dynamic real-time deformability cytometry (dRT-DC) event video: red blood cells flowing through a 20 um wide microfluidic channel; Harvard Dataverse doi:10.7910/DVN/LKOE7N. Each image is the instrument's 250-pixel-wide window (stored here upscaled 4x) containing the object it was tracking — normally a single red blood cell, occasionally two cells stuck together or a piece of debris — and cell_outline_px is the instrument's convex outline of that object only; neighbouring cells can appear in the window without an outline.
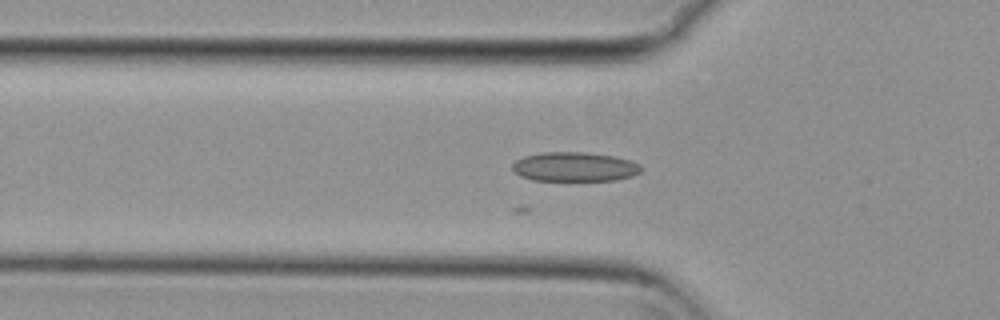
{"species": "common noctule bat (a hibernating species)", "species_latin": "Nyctalus noctula", "temperature_condition": "cold", "stored_images_in_passage": 18, "camera_frame_rate_fps": 3000, "um_per_image_px": 0.085, "animal": {"sex": "female", "body_mass_g": 29.2, "forearm_length_mm": 56.3}, "frame": {"image": 1, "passage_image": 4, "time_ms": 1.0, "image_size_px": [1000, 320], "cell_outline_px": [[644, 168], [640, 172], [632, 176], [616, 180], [532, 180], [520, 176], [512, 168], [512, 164], [516, 160], [524, 156], [544, 152], [584, 152], [616, 156], [640, 164]], "centroid_in_image_um": [48.86, 14.17], "position_along_channel_um": 76.9, "area_um2": 22.02}}
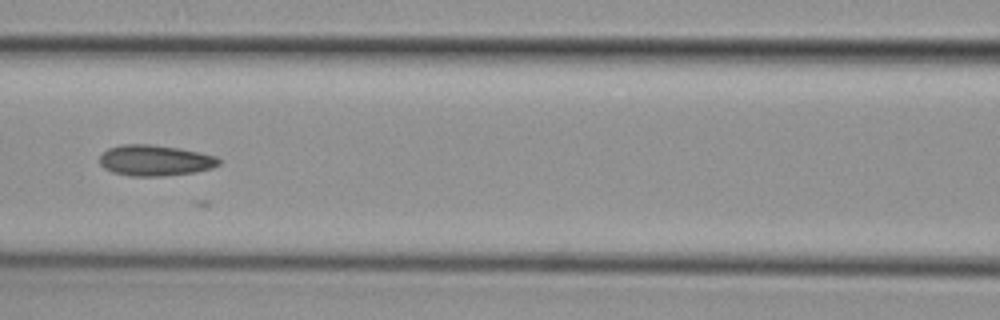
{"frame": {"image": 2, "passage_image": 10, "time_ms": 3.0, "image_size_px": [1000, 320], "cell_outline_px": [[220, 164], [212, 168], [196, 172], [164, 176], [128, 176], [112, 172], [104, 168], [100, 164], [100, 156], [108, 148], [120, 144], [152, 144], [180, 148], [200, 152], [216, 156], [220, 160]], "centroid_in_image_um": [13.18, 13.63], "position_along_channel_um": 153.4, "area_um2": 21.68}}
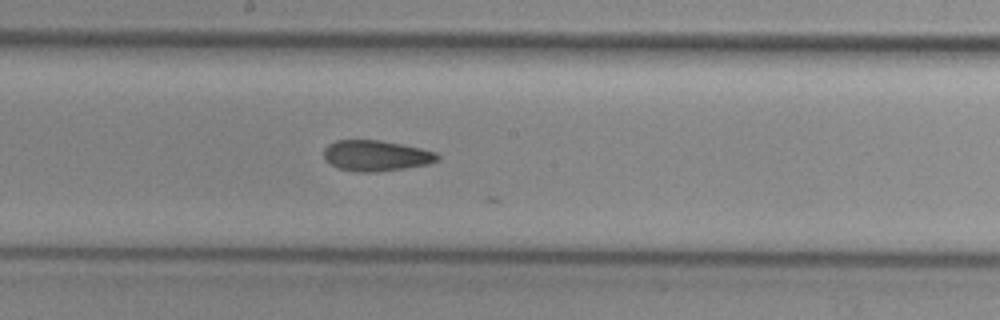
{"frame": {"image": 3, "passage_image": 15, "time_ms": 4.667, "image_size_px": [1000, 320], "cell_outline_px": [[440, 160], [428, 164], [404, 168], [376, 172], [356, 172], [340, 168], [324, 160], [324, 148], [328, 144], [336, 140], [380, 140], [420, 148], [436, 152], [440, 156]], "centroid_in_image_um": [31.97, 13.23], "position_along_channel_um": 216.2, "area_um2": 20.35}}